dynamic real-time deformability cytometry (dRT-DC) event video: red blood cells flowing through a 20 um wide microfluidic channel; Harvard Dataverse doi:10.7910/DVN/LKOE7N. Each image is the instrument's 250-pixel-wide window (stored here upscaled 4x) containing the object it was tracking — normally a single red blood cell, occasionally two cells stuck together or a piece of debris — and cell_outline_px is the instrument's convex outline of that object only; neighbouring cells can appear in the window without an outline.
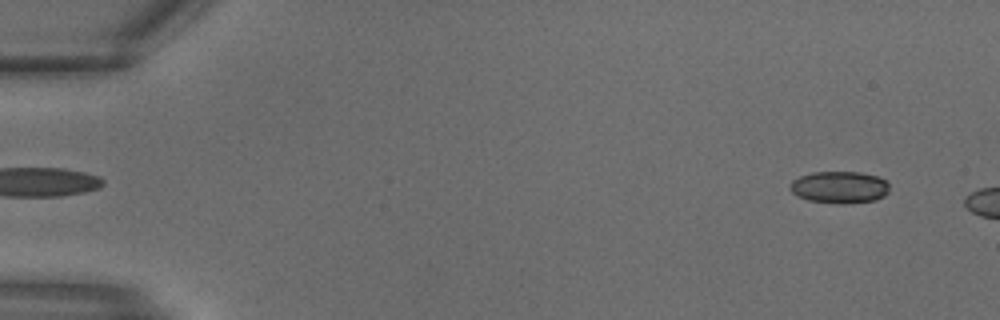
{"species": "common noctule bat (a hibernating species)", "species_latin": "Nyctalus noctula", "temperature_condition": "warm", "stored_images_in_passage": 5, "camera_frame_rate_fps": 3000, "um_per_image_px": 0.085, "animal": {"sex": "male", "body_mass_g": 18.8}, "frame": {"image": 1, "passage_image": 1, "time_ms": 0.0, "image_size_px": [1000, 320], "cell_outline_px": [[888, 192], [884, 196], [876, 200], [844, 204], [840, 204], [808, 200], [796, 196], [788, 188], [788, 184], [792, 180], [800, 176], [812, 172], [860, 172], [876, 176], [884, 180], [888, 184]], "centroid_in_image_um": [71.31, 15.92], "position_along_channel_um": 13.7, "area_um2": 18.67}}